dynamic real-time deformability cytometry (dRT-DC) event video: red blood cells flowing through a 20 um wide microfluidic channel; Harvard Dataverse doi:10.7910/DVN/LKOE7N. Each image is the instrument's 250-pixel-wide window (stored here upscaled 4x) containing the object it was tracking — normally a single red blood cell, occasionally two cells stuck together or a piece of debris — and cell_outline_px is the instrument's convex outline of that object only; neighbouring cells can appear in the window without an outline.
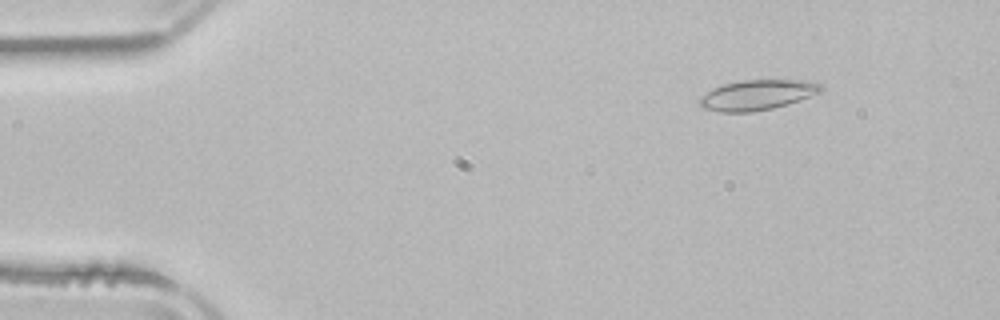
{"species": "common noctule bat (a hibernating species)", "species_latin": "Nyctalus noctula", "temperature_condition": "room temperature", "stored_images_in_passage": 2, "camera_frame_rate_fps": 3000, "um_per_image_px": 0.085, "animal": {"sex": "male", "body_mass_g": 21.5, "forearm_length_mm": 52.0}, "frame": {"image": 1, "passage_image": 1, "time_ms": 0.0, "image_size_px": [1000, 320], "cell_outline_px": [[824, 88], [820, 92], [788, 104], [772, 108], [752, 112], [720, 112], [704, 108], [696, 100], [700, 96], [712, 88], [724, 84], [740, 80], [800, 80], [820, 84]], "centroid_in_image_um": [64.31, 8.07], "position_along_channel_um": 20.7, "area_um2": 21.27}}